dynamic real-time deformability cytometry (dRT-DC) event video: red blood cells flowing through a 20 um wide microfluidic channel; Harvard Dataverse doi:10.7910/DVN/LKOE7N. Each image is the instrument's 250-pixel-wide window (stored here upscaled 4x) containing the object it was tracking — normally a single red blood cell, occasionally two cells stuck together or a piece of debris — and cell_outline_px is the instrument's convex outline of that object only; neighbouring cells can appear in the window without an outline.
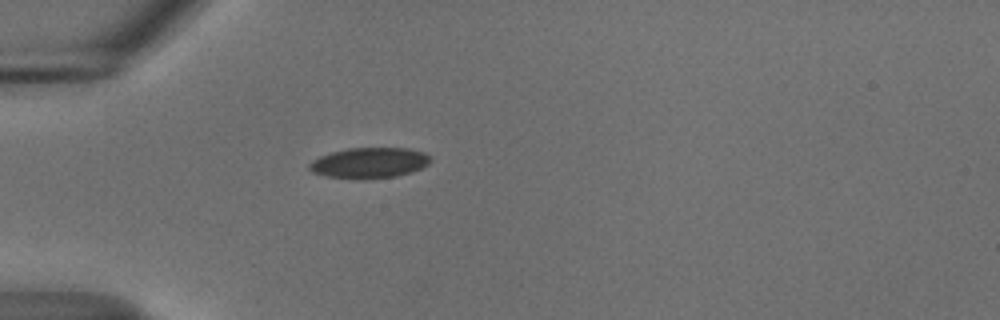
{"species": "common noctule bat (a hibernating species)", "species_latin": "Nyctalus noctula", "temperature_condition": "cold", "stored_images_in_passage": 37, "camera_frame_rate_fps": 3000, "um_per_image_px": 0.085, "animal": {"sex": "male", "body_mass_g": 18.8}, "frame": {"image": 1, "passage_image": 2, "time_ms": 0.333, "image_size_px": [1000, 320], "cell_outline_px": [[432, 160], [428, 164], [412, 172], [396, 176], [368, 180], [360, 180], [324, 176], [312, 172], [308, 168], [308, 164], [312, 160], [320, 156], [332, 152], [348, 148], [408, 148], [424, 152]], "centroid_in_image_um": [31.36, 13.86], "position_along_channel_um": 53.6, "area_um2": 21.91}}
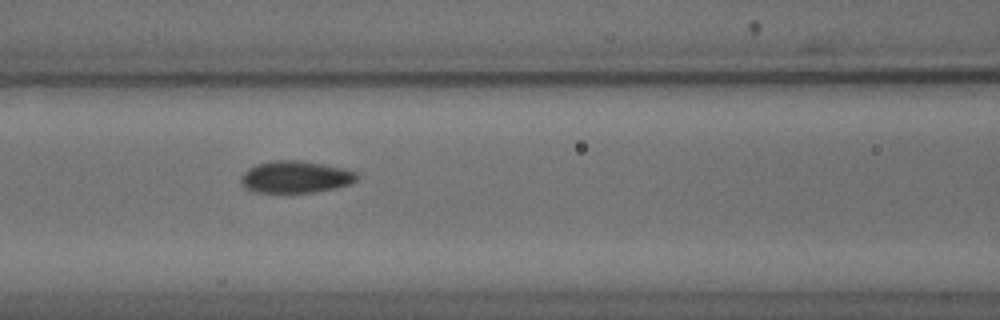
{"frame": {"image": 2, "passage_image": 10, "time_ms": 3.0, "image_size_px": [1000, 320], "cell_outline_px": [[360, 176], [356, 180], [348, 184], [336, 188], [312, 192], [256, 192], [244, 188], [240, 184], [240, 176], [248, 168], [256, 164], [272, 160], [296, 160], [344, 168], [356, 172]], "centroid_in_image_um": [25.08, 15.04], "position_along_channel_um": 141.5, "area_um2": 21.62}}
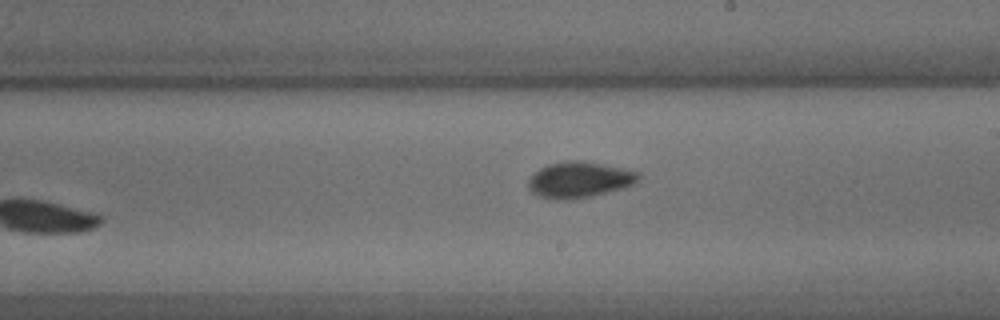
{"frame": {"image": 3, "passage_image": 18, "time_ms": 5.667, "image_size_px": [1000, 320], "cell_outline_px": [[640, 176], [636, 184], [624, 188], [592, 196], [568, 200], [564, 200], [540, 196], [532, 192], [528, 188], [528, 180], [540, 168], [548, 164], [568, 160], [580, 160], [604, 164], [624, 168], [640, 172]], "centroid_in_image_um": [49.29, 15.27], "position_along_channel_um": 239.7, "area_um2": 23.18}, "authors_computed_cell_mechanics": {"area_um2": 22.7154, "velocity_mm_per_s": 3.6883, "shape_relaxation_time_tau1_ms": null, "shape_relaxation_time_tau2_ms": 0.7054, "deformation_change_tau1": null, "deformation_change_tau2": 0.0507}}